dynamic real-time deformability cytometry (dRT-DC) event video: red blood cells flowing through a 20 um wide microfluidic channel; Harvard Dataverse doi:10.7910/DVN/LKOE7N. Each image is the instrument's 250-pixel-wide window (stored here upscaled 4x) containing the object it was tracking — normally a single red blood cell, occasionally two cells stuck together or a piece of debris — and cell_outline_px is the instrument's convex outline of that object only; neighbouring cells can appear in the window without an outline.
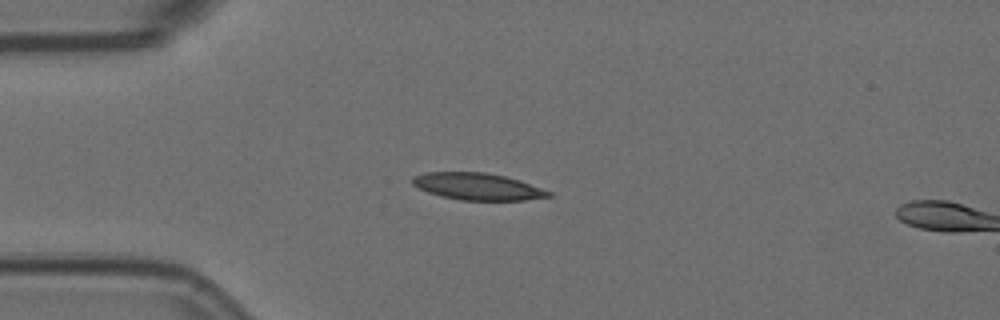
{"species": "Egyptian fruit bat (a non-hibernating species)", "species_latin": "Rousettus aegyptiacus", "temperature_condition": "room temperature", "stored_images_in_passage": 4, "camera_frame_rate_fps": 3000, "um_per_image_px": 0.085, "animal": {"sex": "female"}, "frame": {"image": 1, "passage_image": 3, "time_ms": 0.667, "image_size_px": [1000, 320], "cell_outline_px": [[552, 196], [524, 200], [460, 200], [440, 196], [428, 192], [412, 184], [412, 176], [424, 172], [484, 172], [504, 176], [520, 180], [552, 192]], "centroid_in_image_um": [40.58, 15.85], "position_along_channel_um": 44.4, "area_um2": 21.33}}